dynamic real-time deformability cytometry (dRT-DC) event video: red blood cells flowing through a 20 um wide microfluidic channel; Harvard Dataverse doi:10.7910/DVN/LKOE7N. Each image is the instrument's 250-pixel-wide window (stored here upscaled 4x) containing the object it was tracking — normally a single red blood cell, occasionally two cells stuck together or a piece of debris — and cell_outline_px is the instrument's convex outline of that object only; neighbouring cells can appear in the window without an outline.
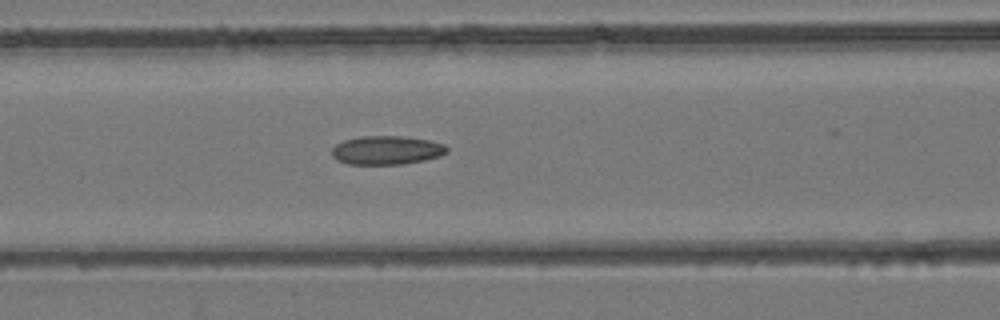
{"species": "common noctule bat (a hibernating species)", "species_latin": "Nyctalus noctula", "temperature_condition": "room temperature", "stored_images_in_passage": 25, "camera_frame_rate_fps": 3000, "um_per_image_px": 0.085, "animal": {"sex": "female", "body_mass_g": 24.6, "forearm_length_mm": 56.2}, "frame": {"image": 1, "passage_image": 9, "time_ms": 2.667, "image_size_px": [1000, 320], "cell_outline_px": [[448, 152], [440, 156], [424, 160], [404, 164], [348, 164], [336, 160], [332, 156], [332, 148], [336, 144], [344, 140], [360, 136], [400, 136], [428, 140], [444, 144], [448, 148]], "centroid_in_image_um": [32.85, 12.77], "position_along_channel_um": 133.7, "area_um2": 19.31}}
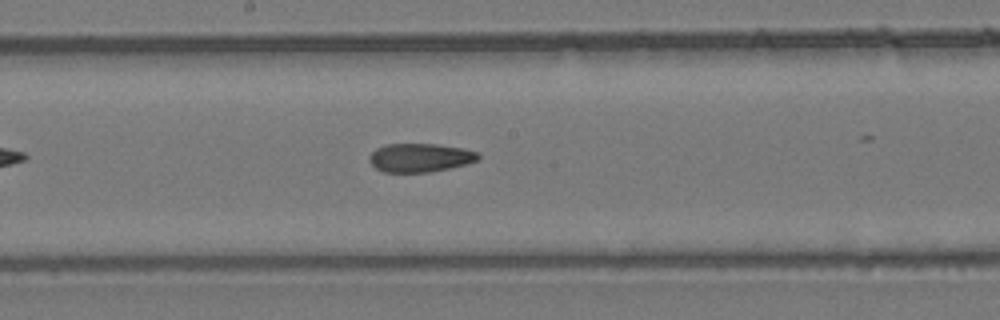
{"frame": {"image": 2, "passage_image": 14, "time_ms": 4.333, "image_size_px": [1000, 320], "cell_outline_px": [[480, 160], [448, 168], [428, 172], [384, 172], [376, 168], [368, 160], [368, 156], [376, 148], [384, 144], [436, 144], [464, 148], [480, 152]], "centroid_in_image_um": [35.71, 13.39], "position_along_channel_um": 212.5, "area_um2": 18.26}}
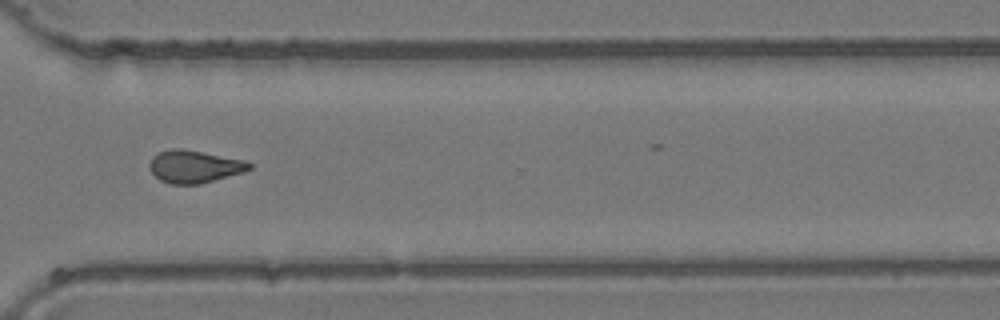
{"frame": {"image": 3, "passage_image": 23, "time_ms": 7.333, "image_size_px": [1000, 320], "cell_outline_px": [[252, 168], [244, 172], [200, 184], [172, 184], [160, 180], [148, 168], [148, 164], [152, 156], [160, 152], [172, 148], [180, 148], [244, 160], [252, 164]], "centroid_in_image_um": [16.5, 14.16], "position_along_channel_um": 354.1, "area_um2": 18.84}}